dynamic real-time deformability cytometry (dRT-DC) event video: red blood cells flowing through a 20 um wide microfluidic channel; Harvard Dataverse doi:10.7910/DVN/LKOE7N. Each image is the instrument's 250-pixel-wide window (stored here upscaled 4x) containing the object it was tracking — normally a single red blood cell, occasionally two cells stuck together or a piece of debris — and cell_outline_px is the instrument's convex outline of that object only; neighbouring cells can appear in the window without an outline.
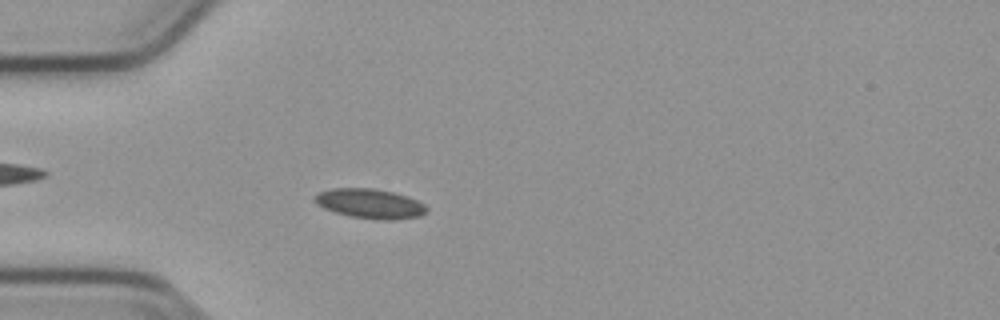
{"species": "common noctule bat (a hibernating species)", "species_latin": "Nyctalus noctula", "temperature_condition": "cold", "stored_images_in_passage": 54, "camera_frame_rate_fps": 3000, "um_per_image_px": 0.085, "animal": {"sex": "male", "body_mass_g": 23.1, "forearm_length_mm": 52.7}, "frame": {"image": 1, "passage_image": 17, "time_ms": 5.333, "image_size_px": [1000, 320], "cell_outline_px": [[428, 212], [420, 216], [392, 220], [376, 220], [352, 216], [336, 212], [324, 208], [316, 204], [316, 196], [320, 192], [332, 188], [372, 188], [392, 192], [408, 196], [424, 204], [428, 208]], "centroid_in_image_um": [31.5, 17.31], "position_along_channel_um": 53.5, "area_um2": 19.19}}
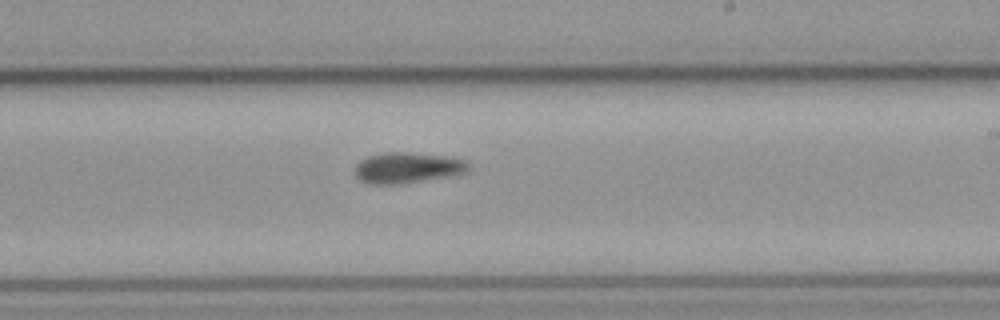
{"frame": {"image": 2, "passage_image": 32, "time_ms": 10.333, "image_size_px": [1000, 320], "cell_outline_px": [[472, 164], [464, 172], [448, 176], [396, 184], [372, 184], [360, 180], [356, 176], [356, 164], [360, 160], [368, 156], [384, 152], [408, 152], [448, 156], [464, 160]], "centroid_in_image_um": [34.62, 14.24], "position_along_channel_um": 254.4, "area_um2": 20.17}}
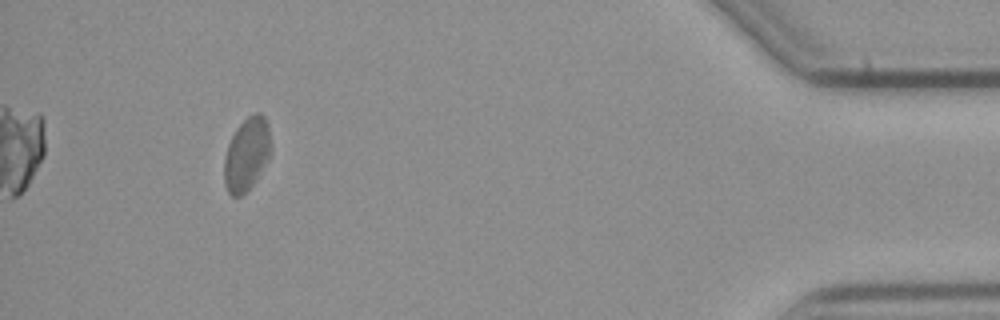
{"frame": {"image": 3, "passage_image": 50, "time_ms": 16.333, "image_size_px": [1000, 320], "cell_outline_px": [[268, 156], [264, 164], [252, 184], [240, 196], [232, 196], [228, 192], [224, 184], [224, 156], [228, 144], [236, 128], [248, 116], [256, 112], [260, 112], [264, 116], [268, 124]], "centroid_in_image_um": [20.91, 13.09], "position_along_channel_um": 414.3, "area_um2": 19.19}, "authors_computed_cell_mechanics": {"area_um2": 18.8717, "velocity_mm_per_s": 3.7813, "shape_relaxation_time_tau1_ms": null, "shape_relaxation_time_tau2_ms": 7.8815, "deformation_change_tau1": null, "deformation_change_tau2": 0.1393}}